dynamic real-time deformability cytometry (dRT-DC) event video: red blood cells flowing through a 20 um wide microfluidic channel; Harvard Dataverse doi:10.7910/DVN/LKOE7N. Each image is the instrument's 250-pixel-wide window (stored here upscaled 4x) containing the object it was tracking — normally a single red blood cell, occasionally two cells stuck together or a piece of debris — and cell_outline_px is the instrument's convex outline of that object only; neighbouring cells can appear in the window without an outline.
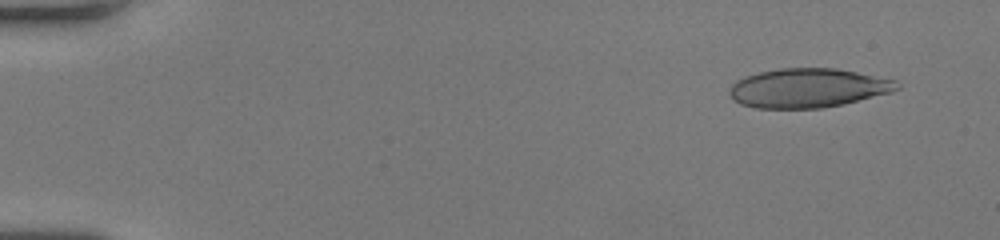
{"species": "human", "species_latin": "Homo sapiens", "temperature_condition": "room temperature", "stored_images_in_passage": 51, "camera_frame_rate_fps": 3000, "um_per_image_px": 0.085, "donor": {"sex": "female"}, "frame": {"image": 1, "passage_image": 4, "time_ms": 1.0, "image_size_px": [1000, 240], "cell_outline_px": [[900, 88], [892, 92], [844, 104], [820, 108], [756, 108], [740, 104], [732, 100], [728, 92], [732, 84], [736, 80], [744, 76], [760, 72], [780, 68], [836, 68], [896, 80], [900, 84]], "centroid_in_image_um": [68.66, 7.48], "position_along_channel_um": 16.3, "area_um2": 38.38}}
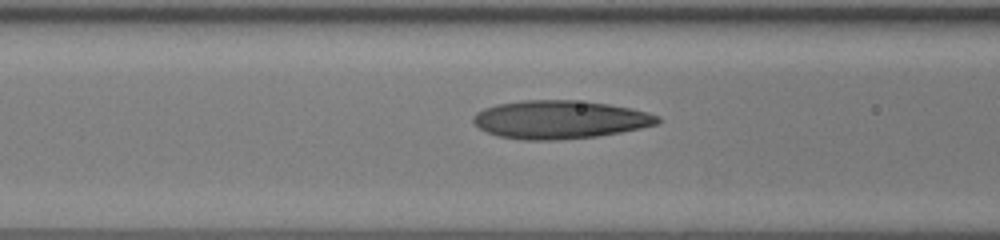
{"frame": {"image": 2, "passage_image": 22, "time_ms": 7.0, "image_size_px": [1000, 240], "cell_outline_px": [[660, 124], [600, 136], [556, 140], [520, 140], [496, 136], [480, 128], [472, 120], [472, 116], [476, 112], [484, 108], [496, 104], [520, 100], [572, 100], [608, 104], [632, 108], [648, 112], [660, 116]], "centroid_in_image_um": [47.59, 10.17], "position_along_channel_um": 119.0, "area_um2": 41.38}}
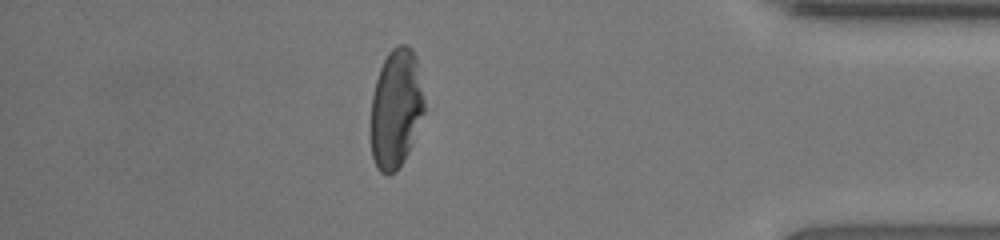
{"frame": {"image": 3, "passage_image": 45, "time_ms": 14.667, "image_size_px": [1000, 240], "cell_outline_px": [[424, 112], [412, 144], [404, 160], [396, 172], [388, 176], [380, 172], [376, 168], [372, 156], [372, 96], [376, 80], [380, 68], [388, 52], [392, 48], [400, 44], [408, 44], [412, 48], [416, 56], [424, 100]], "centroid_in_image_um": [33.66, 9.24], "position_along_channel_um": 401.5, "area_um2": 37.05}, "authors_computed_cell_mechanics": {"area_um2": 38.8416, "velocity_mm_per_s": 4.1119, "shape_relaxation_time_tau1_ms": null, "shape_relaxation_time_tau2_ms": 1.6684, "deformation_change_tau1": null, "deformation_change_tau2": 0.0996}}